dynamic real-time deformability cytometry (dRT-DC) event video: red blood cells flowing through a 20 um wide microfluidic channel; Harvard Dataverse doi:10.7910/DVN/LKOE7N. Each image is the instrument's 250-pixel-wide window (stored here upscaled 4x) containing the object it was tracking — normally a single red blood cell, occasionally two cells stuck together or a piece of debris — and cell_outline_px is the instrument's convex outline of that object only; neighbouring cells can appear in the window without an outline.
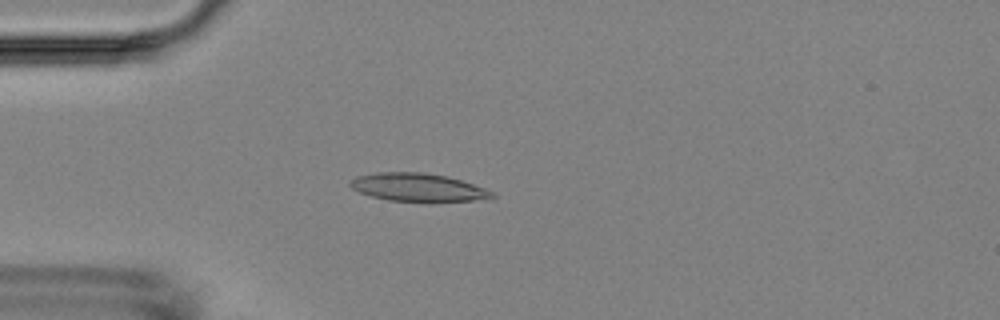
{"species": "Egyptian fruit bat (a non-hibernating species)", "species_latin": "Rousettus aegyptiacus", "temperature_condition": "room temperature", "stored_images_in_passage": 41, "camera_frame_rate_fps": 3000, "um_per_image_px": 0.085, "animal": {"sex": "female"}, "frame": {"image": 1, "passage_image": 2, "time_ms": 0.333, "image_size_px": [1000, 320], "cell_outline_px": [[496, 196], [472, 200], [388, 200], [372, 196], [360, 192], [352, 188], [348, 184], [356, 176], [376, 172], [424, 172], [448, 176], [484, 188], [492, 192]], "centroid_in_image_um": [35.45, 15.89], "position_along_channel_um": 49.5, "area_um2": 22.48}}
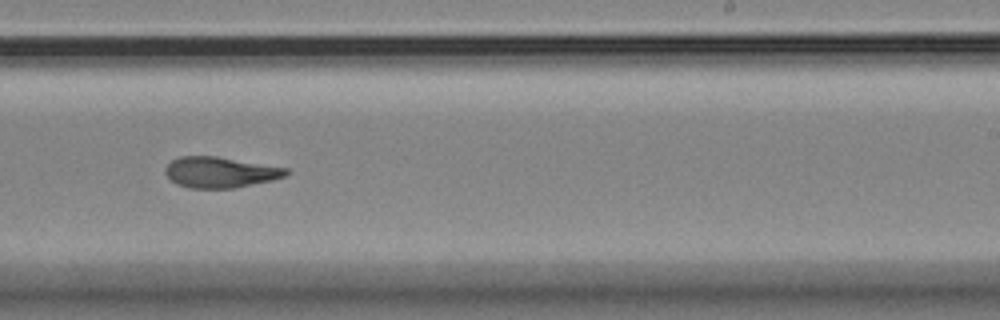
{"frame": {"image": 2, "passage_image": 21, "time_ms": 6.667, "image_size_px": [1000, 320], "cell_outline_px": [[292, 172], [288, 176], [272, 180], [232, 188], [188, 188], [176, 184], [164, 172], [164, 168], [172, 160], [180, 156], [216, 156], [288, 168]], "centroid_in_image_um": [18.73, 14.64], "position_along_channel_um": 270.3, "area_um2": 21.73}}
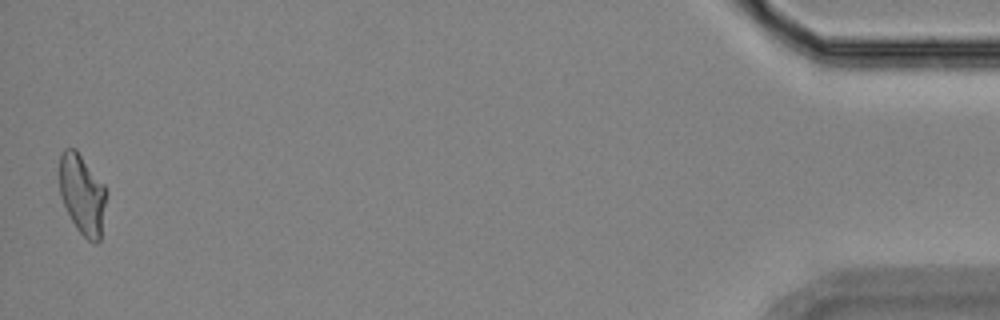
{"frame": {"image": 3, "passage_image": 41, "time_ms": 13.333, "image_size_px": [1000, 320], "cell_outline_px": [[108, 192], [100, 240], [96, 244], [88, 240], [76, 228], [60, 196], [60, 156], [64, 148], [76, 148], [104, 184]], "centroid_in_image_um": [7.02, 16.51], "position_along_channel_um": 428.2, "area_um2": 22.02}, "authors_computed_cell_mechanics": {"area_um2": 22.0218, "velocity_mm_per_s": 3.6818, "shape_relaxation_time_tau1_ms": null, "shape_relaxation_time_tau2_ms": 2.9837, "deformation_change_tau1": null, "deformation_change_tau2": 0.1181}}